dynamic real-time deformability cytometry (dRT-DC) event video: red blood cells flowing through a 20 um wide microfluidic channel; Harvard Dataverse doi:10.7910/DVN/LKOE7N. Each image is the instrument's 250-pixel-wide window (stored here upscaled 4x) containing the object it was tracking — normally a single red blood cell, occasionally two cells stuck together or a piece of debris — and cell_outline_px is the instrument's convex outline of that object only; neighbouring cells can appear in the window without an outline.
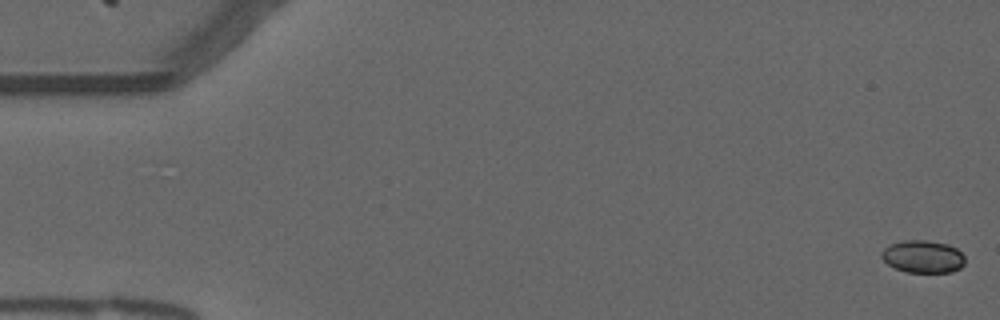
{"species": "common noctule bat (a hibernating species)", "species_latin": "Nyctalus noctula", "temperature_condition": "warm", "stored_images_in_passage": 55, "camera_frame_rate_fps": 3000, "um_per_image_px": 0.085, "animal": {"sex": "male", "forearm_length_mm": 52.5}, "frame": {"image": 1, "passage_image": 1, "time_ms": 0.0, "image_size_px": [1000, 320], "cell_outline_px": [[964, 264], [960, 268], [952, 272], [904, 272], [888, 264], [880, 256], [880, 252], [884, 248], [892, 244], [904, 240], [928, 240], [948, 244], [956, 248], [964, 256]], "centroid_in_image_um": [78.45, 21.81], "position_along_channel_um": 6.6, "area_um2": 15.84}}
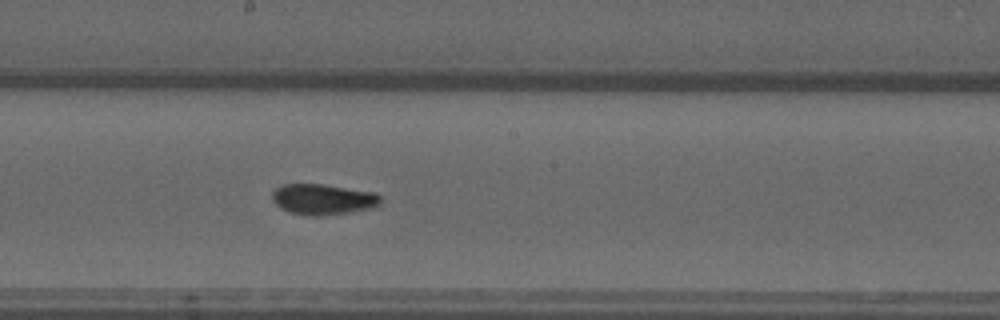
{"frame": {"image": 2, "passage_image": 30, "time_ms": 9.667, "image_size_px": [1000, 320], "cell_outline_px": [[380, 204], [372, 208], [352, 212], [320, 216], [308, 216], [288, 212], [280, 208], [272, 200], [272, 192], [276, 188], [284, 184], [324, 184], [376, 192], [380, 196]], "centroid_in_image_um": [27.45, 16.95], "position_along_channel_um": 220.7, "area_um2": 19.65}}
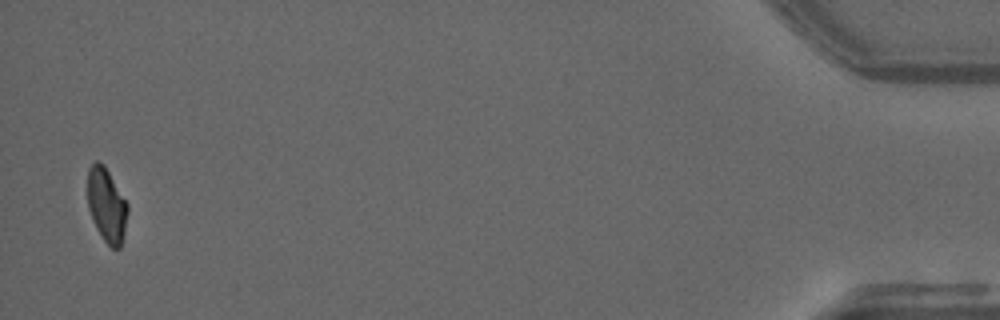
{"frame": {"image": 3, "passage_image": 54, "time_ms": 17.667, "image_size_px": [1000, 320], "cell_outline_px": [[128, 212], [124, 232], [120, 248], [112, 248], [104, 240], [96, 228], [88, 208], [88, 168], [96, 160], [104, 164], [128, 204]], "centroid_in_image_um": [9.06, 17.42], "position_along_channel_um": 426.1, "area_um2": 17.17}, "authors_computed_cell_mechanics": {"area_um2": 17.918, "velocity_mm_per_s": 3.7361, "shape_relaxation_time_tau1_ms": 2.7859, "shape_relaxation_time_tau2_ms": 5.2207, "deformation_change_tau1": 0.0973, "deformation_change_tau2": 0.1342}}